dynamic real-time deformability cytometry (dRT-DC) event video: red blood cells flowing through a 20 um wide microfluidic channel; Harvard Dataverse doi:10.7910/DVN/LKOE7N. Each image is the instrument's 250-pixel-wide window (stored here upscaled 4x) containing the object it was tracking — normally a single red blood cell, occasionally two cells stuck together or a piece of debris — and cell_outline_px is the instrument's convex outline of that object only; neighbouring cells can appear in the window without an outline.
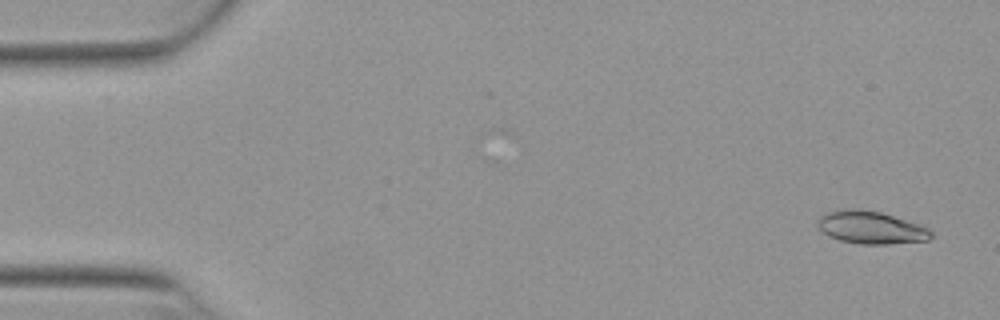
{"species": "Egyptian fruit bat (a non-hibernating species)", "species_latin": "Rousettus aegyptiacus", "temperature_condition": "warm", "stored_images_in_passage": 23, "camera_frame_rate_fps": 3000, "um_per_image_px": 0.085, "animal": {"sex": "female"}, "frame": {"image": 1, "passage_image": 3, "time_ms": 0.667, "image_size_px": [1000, 320], "cell_outline_px": [[932, 236], [928, 240], [888, 244], [860, 244], [840, 240], [828, 236], [816, 224], [816, 220], [820, 216], [828, 212], [844, 208], [848, 208], [880, 212], [928, 228], [932, 232]], "centroid_in_image_um": [73.98, 19.34], "position_along_channel_um": 11.0, "area_um2": 21.27}}
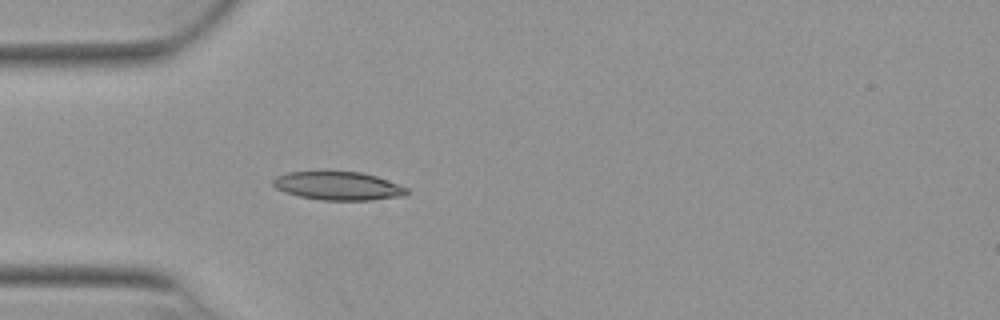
{"frame": {"image": 2, "passage_image": 16, "time_ms": 5.0, "image_size_px": [1000, 320], "cell_outline_px": [[408, 192], [404, 196], [372, 200], [320, 200], [300, 196], [284, 192], [276, 188], [272, 184], [272, 180], [276, 176], [288, 172], [360, 172], [376, 176], [408, 188]], "centroid_in_image_um": [28.73, 15.81], "position_along_channel_um": 56.3, "area_um2": 22.02}}
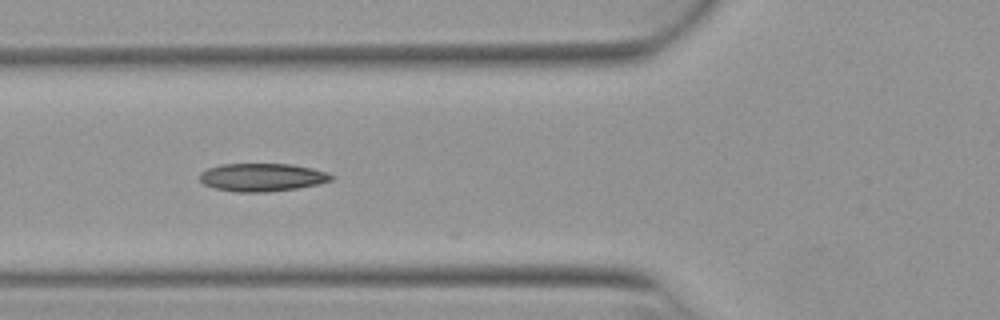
{"frame": {"image": 3, "passage_image": 20, "time_ms": 6.333, "image_size_px": [1000, 320], "cell_outline_px": [[336, 176], [332, 180], [316, 184], [296, 188], [264, 192], [236, 192], [216, 188], [204, 184], [200, 180], [200, 172], [208, 168], [220, 164], [292, 164], [312, 168], [328, 172]], "centroid_in_image_um": [22.29, 15.06], "position_along_channel_um": 103.5, "area_um2": 21.44}}